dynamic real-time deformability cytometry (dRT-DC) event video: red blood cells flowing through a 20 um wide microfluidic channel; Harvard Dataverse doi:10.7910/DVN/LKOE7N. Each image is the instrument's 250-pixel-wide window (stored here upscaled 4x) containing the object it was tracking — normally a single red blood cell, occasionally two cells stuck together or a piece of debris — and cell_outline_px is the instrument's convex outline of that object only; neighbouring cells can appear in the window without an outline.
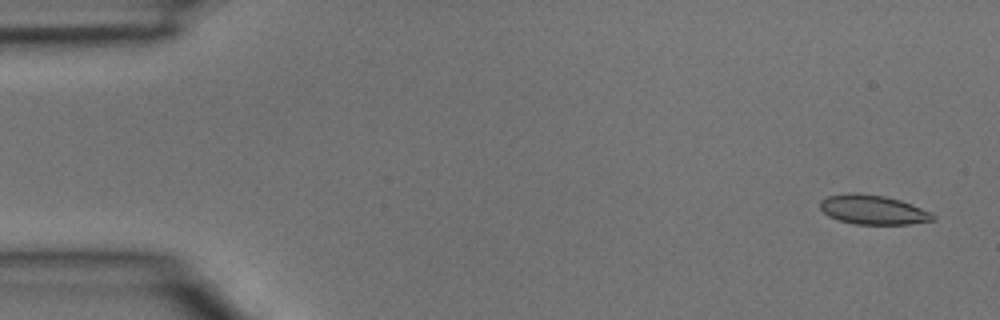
{"species": "common noctule bat (a hibernating species)", "species_latin": "Nyctalus noctula", "temperature_condition": "room temperature", "stored_images_in_passage": 5, "camera_frame_rate_fps": 3000, "um_per_image_px": 0.085, "animal": {"sex": "male", "body_mass_g": 15.6}, "frame": {"image": 1, "passage_image": 1, "time_ms": 0.0, "image_size_px": [1000, 320], "cell_outline_px": [[936, 220], [908, 224], [856, 224], [840, 220], [828, 216], [820, 208], [820, 200], [828, 196], [848, 192], [856, 192], [884, 196], [900, 200], [912, 204], [932, 212], [936, 216]], "centroid_in_image_um": [74.22, 17.82], "position_along_channel_um": 10.8, "area_um2": 19.42}}
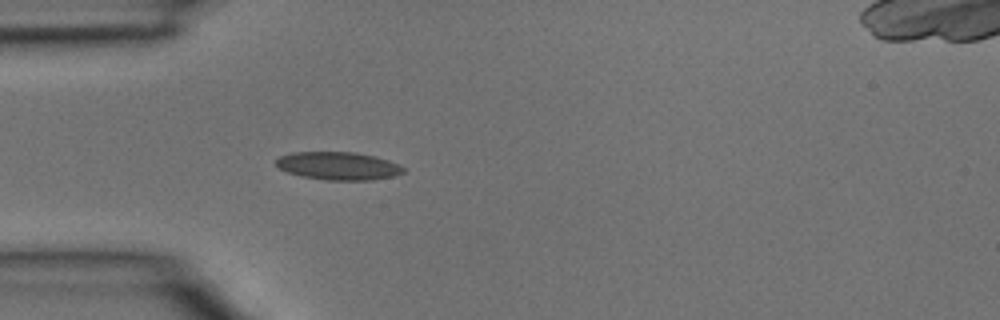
{"frame": {"image": 2, "passage_image": 4, "time_ms": 1.0, "image_size_px": [1000, 320], "cell_outline_px": [[404, 172], [392, 176], [372, 180], [324, 180], [300, 176], [288, 172], [280, 168], [276, 164], [276, 160], [280, 156], [292, 152], [356, 152], [376, 156], [388, 160], [404, 168]], "centroid_in_image_um": [28.74, 14.1], "position_along_channel_um": 56.3, "area_um2": 20.69}}